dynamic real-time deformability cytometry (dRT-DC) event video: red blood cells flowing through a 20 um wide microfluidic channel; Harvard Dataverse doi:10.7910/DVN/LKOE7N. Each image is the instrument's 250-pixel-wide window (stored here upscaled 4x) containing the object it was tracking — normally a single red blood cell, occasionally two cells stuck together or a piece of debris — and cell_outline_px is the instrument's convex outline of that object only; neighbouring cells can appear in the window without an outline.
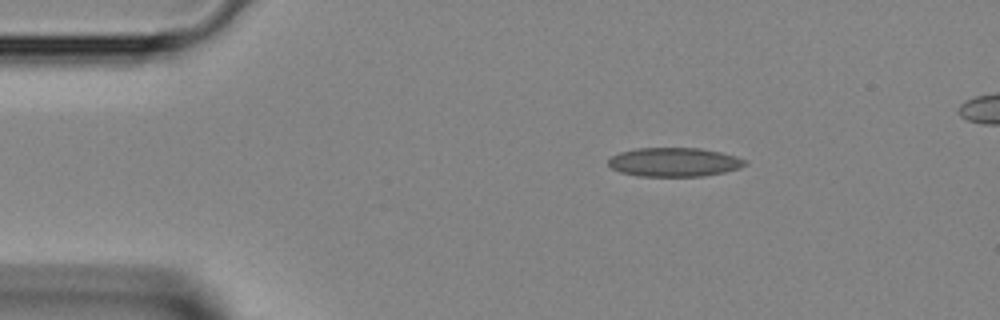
{"species": "Egyptian fruit bat (a non-hibernating species)", "species_latin": "Rousettus aegyptiacus", "temperature_condition": "room temperature", "stored_images_in_passage": 36, "camera_frame_rate_fps": 3000, "um_per_image_px": 0.085, "animal": {"sex": "female"}, "frame": {"image": 1, "passage_image": 1, "time_ms": 0.0, "image_size_px": [1000, 320], "cell_outline_px": [[748, 164], [724, 172], [704, 176], [640, 176], [620, 172], [612, 168], [608, 164], [608, 160], [612, 156], [620, 152], [636, 148], [700, 148], [720, 152], [736, 156], [748, 160]], "centroid_in_image_um": [57.31, 13.77], "position_along_channel_um": 27.7, "area_um2": 23.0}}
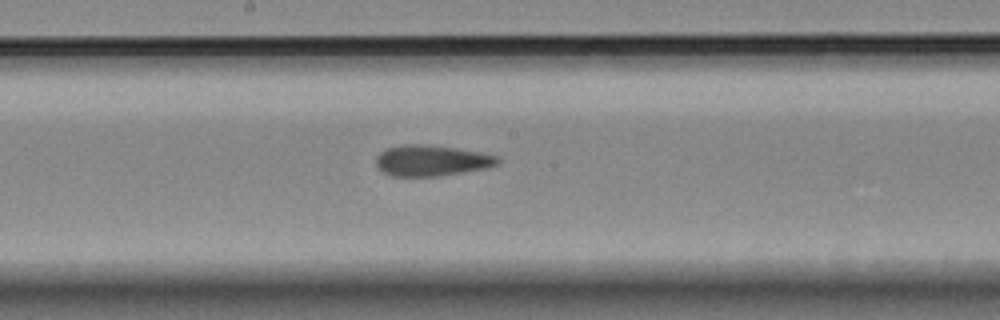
{"frame": {"image": 2, "passage_image": 16, "time_ms": 5.0, "image_size_px": [1000, 320], "cell_outline_px": [[500, 164], [488, 168], [440, 176], [392, 176], [384, 172], [376, 164], [376, 156], [384, 148], [400, 144], [428, 144], [456, 148], [480, 152], [496, 156], [500, 160]], "centroid_in_image_um": [36.68, 13.64], "position_along_channel_um": 211.5, "area_um2": 22.14}}
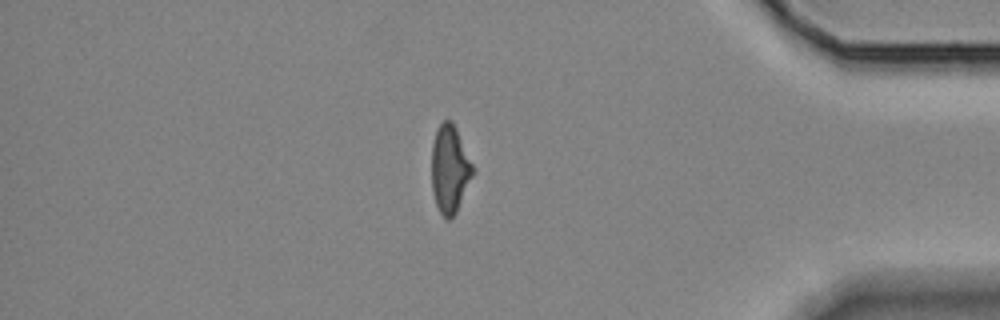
{"frame": {"image": 3, "passage_image": 30, "time_ms": 9.667, "image_size_px": [1000, 320], "cell_outline_px": [[476, 172], [456, 212], [448, 220], [440, 212], [436, 204], [432, 188], [432, 144], [436, 128], [444, 120], [452, 120], [476, 168]], "centroid_in_image_um": [38.27, 14.34], "position_along_channel_um": 396.9, "area_um2": 21.39}}